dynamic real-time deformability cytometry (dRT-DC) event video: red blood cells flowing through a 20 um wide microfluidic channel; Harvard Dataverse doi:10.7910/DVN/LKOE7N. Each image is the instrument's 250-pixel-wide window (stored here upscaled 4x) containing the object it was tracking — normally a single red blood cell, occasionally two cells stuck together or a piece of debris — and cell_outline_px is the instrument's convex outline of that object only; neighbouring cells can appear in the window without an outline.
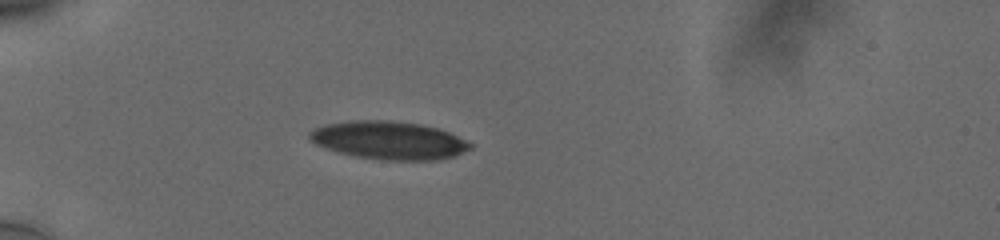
{"species": "human", "species_latin": "Homo sapiens", "temperature_condition": "cold", "stored_images_in_passage": 39, "camera_frame_rate_fps": 3000, "um_per_image_px": 0.085, "donor": {"sex": "male"}, "frame": {"image": 1, "passage_image": 1, "time_ms": 0.0, "image_size_px": [1000, 240], "cell_outline_px": [[472, 148], [456, 156], [440, 160], [380, 160], [356, 156], [340, 152], [316, 144], [308, 140], [308, 132], [324, 124], [352, 120], [392, 120], [420, 124], [440, 128], [468, 140], [472, 144]], "centroid_in_image_um": [33.1, 11.92], "position_along_channel_um": 51.9, "area_um2": 36.01}}
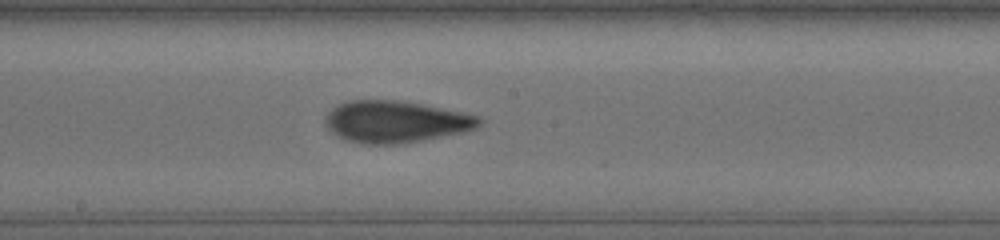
{"frame": {"image": 2, "passage_image": 16, "time_ms": 5.0, "image_size_px": [1000, 240], "cell_outline_px": [[484, 120], [476, 128], [460, 132], [420, 140], [396, 144], [364, 144], [348, 140], [332, 132], [328, 128], [324, 120], [328, 112], [332, 108], [340, 104], [352, 100], [392, 100], [420, 104], [480, 116]], "centroid_in_image_um": [33.61, 10.34], "position_along_channel_um": 214.6, "area_um2": 36.76}}
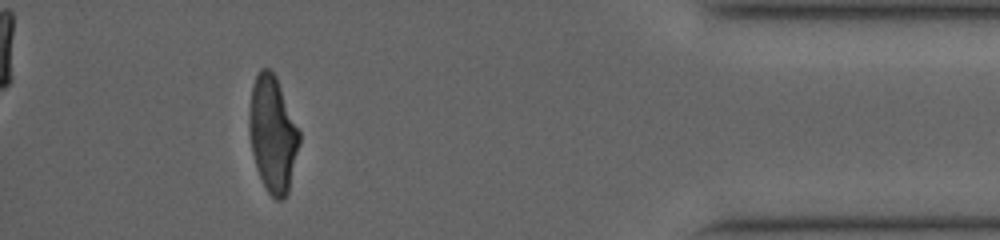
{"frame": {"image": 3, "passage_image": 35, "time_ms": 11.333, "image_size_px": [1000, 240], "cell_outline_px": [[300, 144], [288, 192], [284, 200], [276, 200], [268, 192], [256, 168], [252, 152], [248, 128], [248, 112], [252, 84], [260, 68], [268, 68], [276, 76], [300, 128]], "centroid_in_image_um": [23.18, 11.37], "position_along_channel_um": 412.0, "area_um2": 34.39}, "authors_computed_cell_mechanics": {"area_um2": 36.0094, "velocity_mm_per_s": 3.786, "shape_relaxation_time_tau1_ms": 5.947, "shape_relaxation_time_tau2_ms": 1.8775, "deformation_change_tau1": 0.1931, "deformation_change_tau2": 0.0917}}